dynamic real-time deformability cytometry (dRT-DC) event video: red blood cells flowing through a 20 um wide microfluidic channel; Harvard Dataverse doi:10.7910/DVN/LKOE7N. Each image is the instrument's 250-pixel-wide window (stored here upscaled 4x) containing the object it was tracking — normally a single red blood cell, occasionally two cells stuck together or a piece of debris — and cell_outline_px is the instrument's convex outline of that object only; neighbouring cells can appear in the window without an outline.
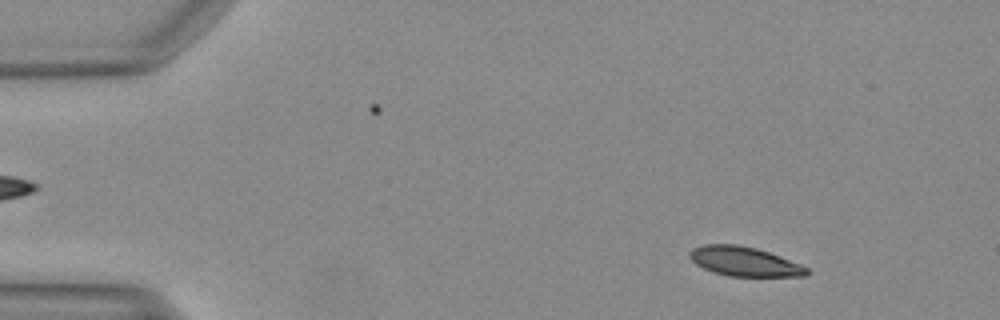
{"species": "Egyptian fruit bat (a non-hibernating species)", "species_latin": "Rousettus aegyptiacus", "temperature_condition": "warm", "stored_images_in_passage": 49, "camera_frame_rate_fps": 3000, "um_per_image_px": 0.085, "animal": {"sex": "female"}, "frame": {"image": 1, "passage_image": 6, "time_ms": 1.667, "image_size_px": [1000, 320], "cell_outline_px": [[812, 272], [808, 276], [728, 276], [704, 268], [696, 264], [688, 256], [688, 252], [692, 248], [704, 244], [736, 244], [756, 248], [780, 256], [800, 264], [808, 268]], "centroid_in_image_um": [63.28, 22.22], "position_along_channel_um": 21.7, "area_um2": 20.06}}
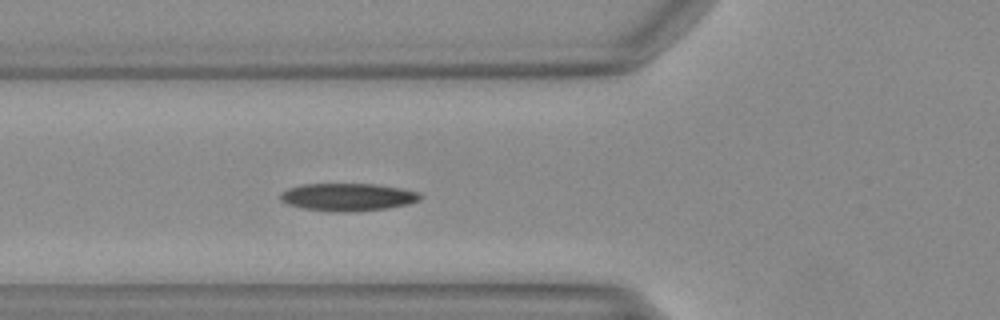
{"frame": {"image": 2, "passage_image": 18, "time_ms": 5.667, "image_size_px": [1000, 320], "cell_outline_px": [[420, 200], [408, 204], [388, 208], [352, 212], [332, 212], [304, 208], [288, 204], [280, 200], [280, 192], [288, 188], [300, 184], [376, 184], [400, 188], [420, 192]], "centroid_in_image_um": [29.54, 16.75], "position_along_channel_um": 96.3, "area_um2": 22.66}}
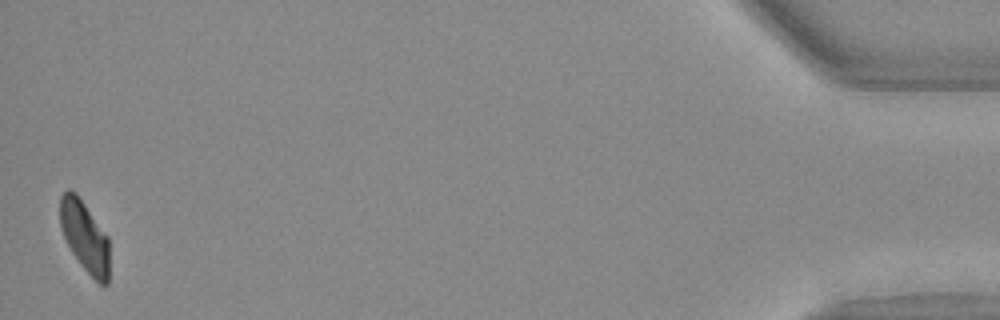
{"frame": {"image": 3, "passage_image": 49, "time_ms": 16.0, "image_size_px": [1000, 320], "cell_outline_px": [[108, 284], [100, 284], [84, 268], [72, 252], [64, 236], [60, 224], [60, 196], [68, 188], [76, 192], [108, 236]], "centroid_in_image_um": [7.19, 20.05], "position_along_channel_um": 428.0, "area_um2": 20.06}}